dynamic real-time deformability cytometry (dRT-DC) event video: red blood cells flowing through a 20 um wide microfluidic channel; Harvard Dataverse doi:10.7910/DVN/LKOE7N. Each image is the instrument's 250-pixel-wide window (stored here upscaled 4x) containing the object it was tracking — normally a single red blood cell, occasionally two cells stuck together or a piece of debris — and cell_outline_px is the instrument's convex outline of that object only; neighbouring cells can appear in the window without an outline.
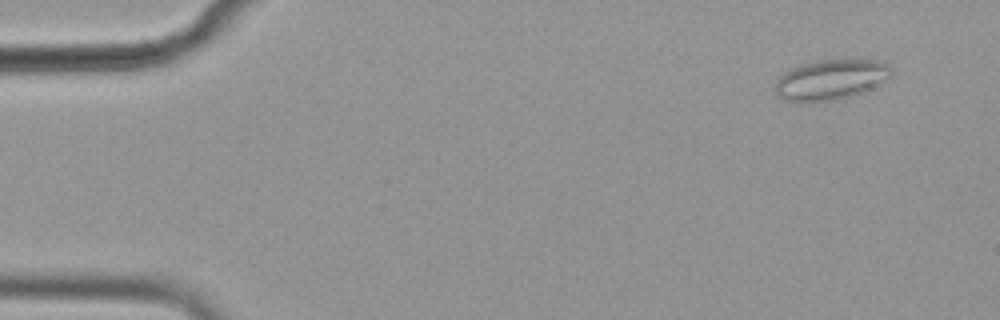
{"species": "common noctule bat (a hibernating species)", "species_latin": "Nyctalus noctula", "temperature_condition": "cold", "stored_images_in_passage": 56, "camera_frame_rate_fps": 3000, "um_per_image_px": 0.085, "animal": {"sex": "female", "body_mass_g": 19.9}, "frame": {"image": 1, "passage_image": 4, "time_ms": 1.0, "image_size_px": [1000, 320], "cell_outline_px": [[892, 72], [880, 84], [864, 92], [852, 96], [832, 100], [808, 104], [784, 100], [776, 96], [772, 88], [776, 76], [800, 64], [816, 60], [844, 56], [856, 56], [880, 60], [888, 64], [892, 68]], "centroid_in_image_um": [70.57, 6.73], "position_along_channel_um": 14.4, "area_um2": 29.13}}
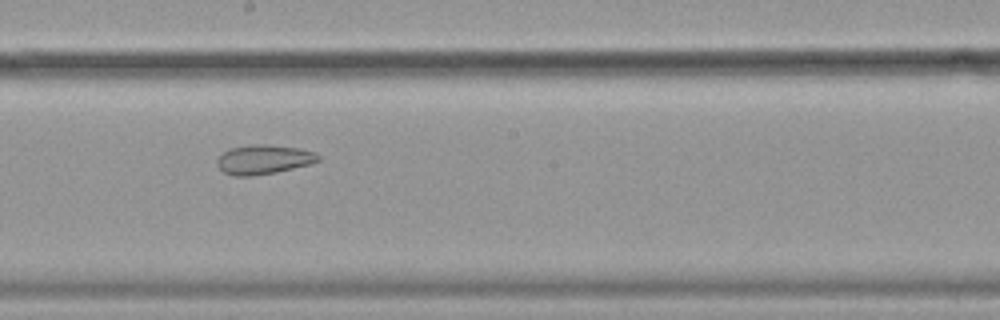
{"frame": {"image": 2, "passage_image": 31, "time_ms": 10.0, "image_size_px": [1000, 320], "cell_outline_px": [[320, 160], [308, 164], [276, 172], [252, 176], [232, 176], [224, 172], [216, 164], [216, 160], [224, 152], [232, 148], [252, 144], [264, 144], [300, 148], [316, 152], [320, 156]], "centroid_in_image_um": [22.41, 13.55], "position_along_channel_um": 225.8, "area_um2": 17.22}}
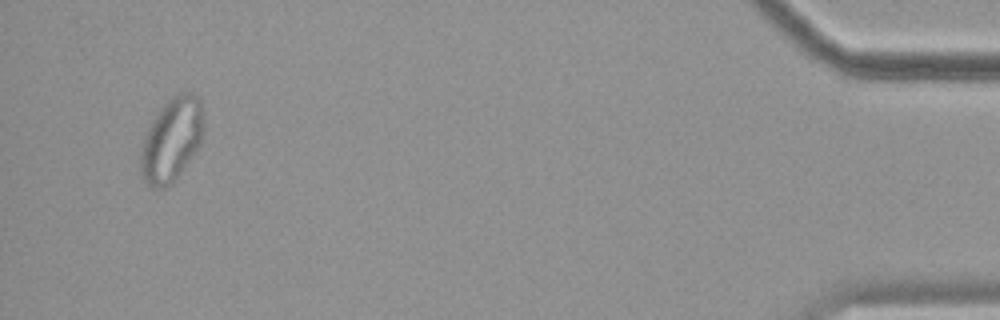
{"frame": {"image": 3, "passage_image": 54, "time_ms": 17.667, "image_size_px": [1000, 320], "cell_outline_px": [[204, 128], [200, 144], [196, 152], [176, 176], [164, 188], [156, 192], [144, 180], [140, 172], [140, 152], [148, 128], [152, 120], [164, 104], [168, 100], [180, 92], [192, 92], [200, 100], [204, 120]], "centroid_in_image_um": [14.59, 11.88], "position_along_channel_um": 420.6, "area_um2": 30.52}, "authors_computed_cell_mechanics": {"area_um2": 24.9985, "velocity_mm_per_s": 3.5484, "shape_relaxation_time_tau1_ms": null, "shape_relaxation_time_tau2_ms": 3.0159, "deformation_change_tau1": null, "deformation_change_tau2": 0.0656}}